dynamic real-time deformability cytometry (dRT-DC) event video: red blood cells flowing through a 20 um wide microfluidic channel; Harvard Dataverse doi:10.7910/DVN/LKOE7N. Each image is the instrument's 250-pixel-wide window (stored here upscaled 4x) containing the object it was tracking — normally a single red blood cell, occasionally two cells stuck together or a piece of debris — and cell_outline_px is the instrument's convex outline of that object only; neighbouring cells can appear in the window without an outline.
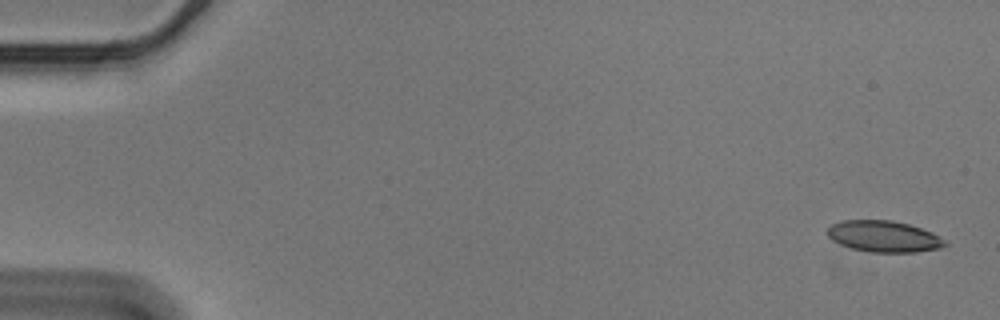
{"species": "Egyptian fruit bat (a non-hibernating species)", "species_latin": "Rousettus aegyptiacus", "temperature_condition": "cold", "stored_images_in_passage": 56, "camera_frame_rate_fps": 3000, "um_per_image_px": 0.085, "animal": {"sex": "male"}, "frame": {"image": 1, "passage_image": 2, "time_ms": 0.333, "image_size_px": [1000, 320], "cell_outline_px": [[948, 244], [940, 248], [916, 252], [872, 252], [852, 248], [840, 244], [832, 240], [824, 232], [832, 224], [840, 220], [892, 220], [908, 224], [932, 232], [944, 240]], "centroid_in_image_um": [75.09, 20.09], "position_along_channel_um": 9.9, "area_um2": 21.44}}
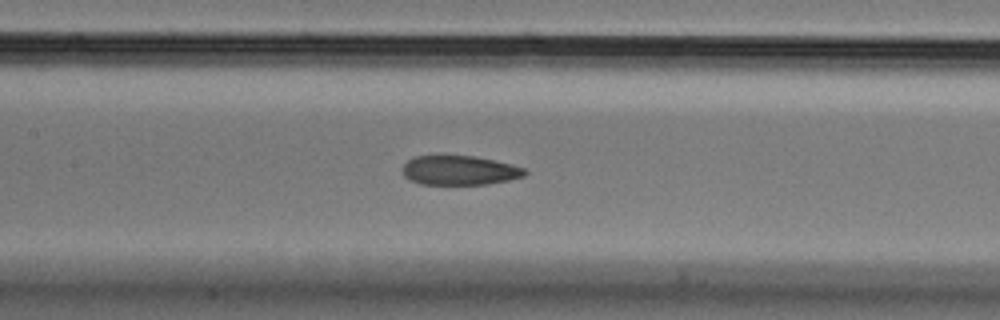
{"frame": {"image": 2, "passage_image": 27, "time_ms": 8.667, "image_size_px": [1000, 320], "cell_outline_px": [[528, 172], [524, 176], [508, 180], [488, 184], [420, 184], [404, 176], [400, 168], [412, 156], [444, 152], [476, 156], [512, 164], [524, 168]], "centroid_in_image_um": [38.99, 14.42], "position_along_channel_um": 168.4, "area_um2": 21.91}}
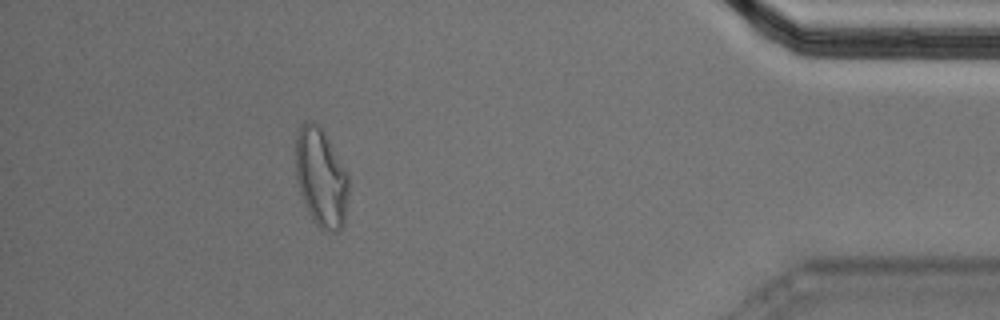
{"frame": {"image": 3, "passage_image": 51, "time_ms": 16.667, "image_size_px": [1000, 320], "cell_outline_px": [[348, 192], [344, 224], [336, 232], [328, 232], [320, 228], [312, 220], [300, 196], [296, 180], [296, 136], [300, 124], [304, 120], [312, 120], [324, 132], [348, 172]], "centroid_in_image_um": [27.27, 15.1], "position_along_channel_um": 407.9, "area_um2": 30.81}, "authors_computed_cell_mechanics": {"area_um2": 22.4264, "velocity_mm_per_s": 3.5706, "shape_relaxation_time_tau1_ms": 9.5064, "shape_relaxation_time_tau2_ms": 2.4575, "deformation_change_tau1": 0.1887, "deformation_change_tau2": 0.0958}}